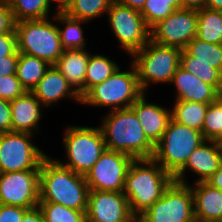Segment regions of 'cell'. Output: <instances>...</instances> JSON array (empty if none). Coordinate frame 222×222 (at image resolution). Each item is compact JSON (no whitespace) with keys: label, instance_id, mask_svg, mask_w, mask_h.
<instances>
[{"label":"cell","instance_id":"f35d334b","mask_svg":"<svg viewBox=\"0 0 222 222\" xmlns=\"http://www.w3.org/2000/svg\"><path fill=\"white\" fill-rule=\"evenodd\" d=\"M11 132L10 101L0 98V133Z\"/></svg>","mask_w":222,"mask_h":222},{"label":"cell","instance_id":"d6986e66","mask_svg":"<svg viewBox=\"0 0 222 222\" xmlns=\"http://www.w3.org/2000/svg\"><path fill=\"white\" fill-rule=\"evenodd\" d=\"M31 92L46 108L65 98L81 103L80 95L54 65L49 67Z\"/></svg>","mask_w":222,"mask_h":222},{"label":"cell","instance_id":"8fae6325","mask_svg":"<svg viewBox=\"0 0 222 222\" xmlns=\"http://www.w3.org/2000/svg\"><path fill=\"white\" fill-rule=\"evenodd\" d=\"M32 136L20 132L0 133V173L40 170L47 154L32 143Z\"/></svg>","mask_w":222,"mask_h":222},{"label":"cell","instance_id":"4fadbf2b","mask_svg":"<svg viewBox=\"0 0 222 222\" xmlns=\"http://www.w3.org/2000/svg\"><path fill=\"white\" fill-rule=\"evenodd\" d=\"M197 26L196 9H177L150 29L151 40L183 50L197 36Z\"/></svg>","mask_w":222,"mask_h":222},{"label":"cell","instance_id":"4316f807","mask_svg":"<svg viewBox=\"0 0 222 222\" xmlns=\"http://www.w3.org/2000/svg\"><path fill=\"white\" fill-rule=\"evenodd\" d=\"M197 15L196 37L208 43L222 44V11L201 8Z\"/></svg>","mask_w":222,"mask_h":222},{"label":"cell","instance_id":"9c48e42d","mask_svg":"<svg viewBox=\"0 0 222 222\" xmlns=\"http://www.w3.org/2000/svg\"><path fill=\"white\" fill-rule=\"evenodd\" d=\"M140 217L141 222H196L190 185L173 180L162 197Z\"/></svg>","mask_w":222,"mask_h":222},{"label":"cell","instance_id":"d590c367","mask_svg":"<svg viewBox=\"0 0 222 222\" xmlns=\"http://www.w3.org/2000/svg\"><path fill=\"white\" fill-rule=\"evenodd\" d=\"M12 54H19L15 30L0 34V59Z\"/></svg>","mask_w":222,"mask_h":222},{"label":"cell","instance_id":"b9f144b4","mask_svg":"<svg viewBox=\"0 0 222 222\" xmlns=\"http://www.w3.org/2000/svg\"><path fill=\"white\" fill-rule=\"evenodd\" d=\"M211 187L222 190V165L207 181Z\"/></svg>","mask_w":222,"mask_h":222},{"label":"cell","instance_id":"ba28073f","mask_svg":"<svg viewBox=\"0 0 222 222\" xmlns=\"http://www.w3.org/2000/svg\"><path fill=\"white\" fill-rule=\"evenodd\" d=\"M67 127L63 133L67 161H57L75 173L85 176L106 150L102 131L99 126Z\"/></svg>","mask_w":222,"mask_h":222},{"label":"cell","instance_id":"f546056e","mask_svg":"<svg viewBox=\"0 0 222 222\" xmlns=\"http://www.w3.org/2000/svg\"><path fill=\"white\" fill-rule=\"evenodd\" d=\"M115 61L101 54H89L85 75V94L95 85L109 78L118 68Z\"/></svg>","mask_w":222,"mask_h":222},{"label":"cell","instance_id":"30bf717a","mask_svg":"<svg viewBox=\"0 0 222 222\" xmlns=\"http://www.w3.org/2000/svg\"><path fill=\"white\" fill-rule=\"evenodd\" d=\"M106 14L113 34L130 56L151 39L150 28L139 10L114 0Z\"/></svg>","mask_w":222,"mask_h":222},{"label":"cell","instance_id":"836d02e7","mask_svg":"<svg viewBox=\"0 0 222 222\" xmlns=\"http://www.w3.org/2000/svg\"><path fill=\"white\" fill-rule=\"evenodd\" d=\"M185 71L212 85L222 95V73L209 64H180Z\"/></svg>","mask_w":222,"mask_h":222},{"label":"cell","instance_id":"5b68a950","mask_svg":"<svg viewBox=\"0 0 222 222\" xmlns=\"http://www.w3.org/2000/svg\"><path fill=\"white\" fill-rule=\"evenodd\" d=\"M130 71L115 72L105 81L93 86L82 98L81 104L109 107L111 110L130 108L143 94L136 69L131 62Z\"/></svg>","mask_w":222,"mask_h":222},{"label":"cell","instance_id":"ee69618b","mask_svg":"<svg viewBox=\"0 0 222 222\" xmlns=\"http://www.w3.org/2000/svg\"><path fill=\"white\" fill-rule=\"evenodd\" d=\"M122 5L128 6L130 8L136 9V10H141L142 7L145 4L146 0H116Z\"/></svg>","mask_w":222,"mask_h":222},{"label":"cell","instance_id":"4dcf8cb0","mask_svg":"<svg viewBox=\"0 0 222 222\" xmlns=\"http://www.w3.org/2000/svg\"><path fill=\"white\" fill-rule=\"evenodd\" d=\"M181 8V0H146L140 13L151 29L159 21L166 19L174 11Z\"/></svg>","mask_w":222,"mask_h":222},{"label":"cell","instance_id":"9a60e30c","mask_svg":"<svg viewBox=\"0 0 222 222\" xmlns=\"http://www.w3.org/2000/svg\"><path fill=\"white\" fill-rule=\"evenodd\" d=\"M130 214L128 199L123 192L89 191L87 222H118Z\"/></svg>","mask_w":222,"mask_h":222},{"label":"cell","instance_id":"7bdbcfd3","mask_svg":"<svg viewBox=\"0 0 222 222\" xmlns=\"http://www.w3.org/2000/svg\"><path fill=\"white\" fill-rule=\"evenodd\" d=\"M205 1L206 0H181V6L182 8L198 10L205 8Z\"/></svg>","mask_w":222,"mask_h":222},{"label":"cell","instance_id":"ac0fdd59","mask_svg":"<svg viewBox=\"0 0 222 222\" xmlns=\"http://www.w3.org/2000/svg\"><path fill=\"white\" fill-rule=\"evenodd\" d=\"M11 132L32 134L39 130L44 107L32 92L26 91L22 96L10 101Z\"/></svg>","mask_w":222,"mask_h":222},{"label":"cell","instance_id":"44dd1931","mask_svg":"<svg viewBox=\"0 0 222 222\" xmlns=\"http://www.w3.org/2000/svg\"><path fill=\"white\" fill-rule=\"evenodd\" d=\"M191 190L194 199L196 222H219L222 220V190L211 187L206 182L194 183Z\"/></svg>","mask_w":222,"mask_h":222},{"label":"cell","instance_id":"484cf974","mask_svg":"<svg viewBox=\"0 0 222 222\" xmlns=\"http://www.w3.org/2000/svg\"><path fill=\"white\" fill-rule=\"evenodd\" d=\"M171 110V119L202 132L208 104L175 100Z\"/></svg>","mask_w":222,"mask_h":222},{"label":"cell","instance_id":"52a82bcc","mask_svg":"<svg viewBox=\"0 0 222 222\" xmlns=\"http://www.w3.org/2000/svg\"><path fill=\"white\" fill-rule=\"evenodd\" d=\"M204 140L201 131L170 119L163 136L155 145L152 158L174 176Z\"/></svg>","mask_w":222,"mask_h":222},{"label":"cell","instance_id":"bcb514c9","mask_svg":"<svg viewBox=\"0 0 222 222\" xmlns=\"http://www.w3.org/2000/svg\"><path fill=\"white\" fill-rule=\"evenodd\" d=\"M118 222H141L140 215L131 213L126 219L120 220Z\"/></svg>","mask_w":222,"mask_h":222},{"label":"cell","instance_id":"d6a6232c","mask_svg":"<svg viewBox=\"0 0 222 222\" xmlns=\"http://www.w3.org/2000/svg\"><path fill=\"white\" fill-rule=\"evenodd\" d=\"M202 135L205 140L217 142L222 140V95L208 104Z\"/></svg>","mask_w":222,"mask_h":222},{"label":"cell","instance_id":"1f68e13d","mask_svg":"<svg viewBox=\"0 0 222 222\" xmlns=\"http://www.w3.org/2000/svg\"><path fill=\"white\" fill-rule=\"evenodd\" d=\"M44 222H87L86 211L74 210L53 202H39Z\"/></svg>","mask_w":222,"mask_h":222},{"label":"cell","instance_id":"7c38bea8","mask_svg":"<svg viewBox=\"0 0 222 222\" xmlns=\"http://www.w3.org/2000/svg\"><path fill=\"white\" fill-rule=\"evenodd\" d=\"M133 160L125 153L106 149L85 175L89 191L123 192L126 173Z\"/></svg>","mask_w":222,"mask_h":222},{"label":"cell","instance_id":"6da1fadb","mask_svg":"<svg viewBox=\"0 0 222 222\" xmlns=\"http://www.w3.org/2000/svg\"><path fill=\"white\" fill-rule=\"evenodd\" d=\"M39 202H53L87 211L89 188L84 175L75 173L47 155L39 171Z\"/></svg>","mask_w":222,"mask_h":222},{"label":"cell","instance_id":"f1b7e54d","mask_svg":"<svg viewBox=\"0 0 222 222\" xmlns=\"http://www.w3.org/2000/svg\"><path fill=\"white\" fill-rule=\"evenodd\" d=\"M14 22L46 19L52 0H8Z\"/></svg>","mask_w":222,"mask_h":222},{"label":"cell","instance_id":"e0dca14e","mask_svg":"<svg viewBox=\"0 0 222 222\" xmlns=\"http://www.w3.org/2000/svg\"><path fill=\"white\" fill-rule=\"evenodd\" d=\"M143 93L131 106L147 139L155 146L163 136L171 119V111L156 103H148Z\"/></svg>","mask_w":222,"mask_h":222},{"label":"cell","instance_id":"f6af8a7d","mask_svg":"<svg viewBox=\"0 0 222 222\" xmlns=\"http://www.w3.org/2000/svg\"><path fill=\"white\" fill-rule=\"evenodd\" d=\"M205 8L222 11V0H206Z\"/></svg>","mask_w":222,"mask_h":222},{"label":"cell","instance_id":"c3c4849f","mask_svg":"<svg viewBox=\"0 0 222 222\" xmlns=\"http://www.w3.org/2000/svg\"><path fill=\"white\" fill-rule=\"evenodd\" d=\"M218 149H219L220 161H221V165H222V140L218 141Z\"/></svg>","mask_w":222,"mask_h":222},{"label":"cell","instance_id":"7402d4cb","mask_svg":"<svg viewBox=\"0 0 222 222\" xmlns=\"http://www.w3.org/2000/svg\"><path fill=\"white\" fill-rule=\"evenodd\" d=\"M89 54L86 49L63 50L54 64L81 98L85 95V75Z\"/></svg>","mask_w":222,"mask_h":222},{"label":"cell","instance_id":"603a6c76","mask_svg":"<svg viewBox=\"0 0 222 222\" xmlns=\"http://www.w3.org/2000/svg\"><path fill=\"white\" fill-rule=\"evenodd\" d=\"M180 64H209L222 73V44L193 38L182 50Z\"/></svg>","mask_w":222,"mask_h":222},{"label":"cell","instance_id":"d4e9b609","mask_svg":"<svg viewBox=\"0 0 222 222\" xmlns=\"http://www.w3.org/2000/svg\"><path fill=\"white\" fill-rule=\"evenodd\" d=\"M52 17L54 21L58 22V24L63 23L62 25L65 27L64 29H61L62 27L58 26L59 38L64 50L86 48L87 44L80 23L87 24L88 22L71 18L61 10H57Z\"/></svg>","mask_w":222,"mask_h":222},{"label":"cell","instance_id":"83f0119b","mask_svg":"<svg viewBox=\"0 0 222 222\" xmlns=\"http://www.w3.org/2000/svg\"><path fill=\"white\" fill-rule=\"evenodd\" d=\"M114 0H70L61 10L71 18L86 22L107 13Z\"/></svg>","mask_w":222,"mask_h":222},{"label":"cell","instance_id":"8992f818","mask_svg":"<svg viewBox=\"0 0 222 222\" xmlns=\"http://www.w3.org/2000/svg\"><path fill=\"white\" fill-rule=\"evenodd\" d=\"M50 19L52 18L15 22L14 30L18 52L36 56L54 65L64 49L58 25Z\"/></svg>","mask_w":222,"mask_h":222},{"label":"cell","instance_id":"e575fe53","mask_svg":"<svg viewBox=\"0 0 222 222\" xmlns=\"http://www.w3.org/2000/svg\"><path fill=\"white\" fill-rule=\"evenodd\" d=\"M26 90L22 87L16 74L0 76V98L12 101L22 96Z\"/></svg>","mask_w":222,"mask_h":222},{"label":"cell","instance_id":"2e32d148","mask_svg":"<svg viewBox=\"0 0 222 222\" xmlns=\"http://www.w3.org/2000/svg\"><path fill=\"white\" fill-rule=\"evenodd\" d=\"M221 166L218 142L204 140L193 152L185 165L173 176V180L183 184H189L185 179L186 170L198 175L197 182H206Z\"/></svg>","mask_w":222,"mask_h":222},{"label":"cell","instance_id":"8d00e7d4","mask_svg":"<svg viewBox=\"0 0 222 222\" xmlns=\"http://www.w3.org/2000/svg\"><path fill=\"white\" fill-rule=\"evenodd\" d=\"M26 210L20 206L0 204V222H21Z\"/></svg>","mask_w":222,"mask_h":222},{"label":"cell","instance_id":"5bb4252c","mask_svg":"<svg viewBox=\"0 0 222 222\" xmlns=\"http://www.w3.org/2000/svg\"><path fill=\"white\" fill-rule=\"evenodd\" d=\"M39 171L0 173V204L31 209L39 203Z\"/></svg>","mask_w":222,"mask_h":222},{"label":"cell","instance_id":"cb8c5ba5","mask_svg":"<svg viewBox=\"0 0 222 222\" xmlns=\"http://www.w3.org/2000/svg\"><path fill=\"white\" fill-rule=\"evenodd\" d=\"M50 66L45 60L19 52L16 76L22 87L26 91L31 92Z\"/></svg>","mask_w":222,"mask_h":222},{"label":"cell","instance_id":"3957f363","mask_svg":"<svg viewBox=\"0 0 222 222\" xmlns=\"http://www.w3.org/2000/svg\"><path fill=\"white\" fill-rule=\"evenodd\" d=\"M100 129L106 149L122 152L133 159L152 158L155 146L147 139L134 110H110L103 116Z\"/></svg>","mask_w":222,"mask_h":222},{"label":"cell","instance_id":"74e56055","mask_svg":"<svg viewBox=\"0 0 222 222\" xmlns=\"http://www.w3.org/2000/svg\"><path fill=\"white\" fill-rule=\"evenodd\" d=\"M14 19L8 1L0 2V34L14 30Z\"/></svg>","mask_w":222,"mask_h":222},{"label":"cell","instance_id":"7dc6e473","mask_svg":"<svg viewBox=\"0 0 222 222\" xmlns=\"http://www.w3.org/2000/svg\"><path fill=\"white\" fill-rule=\"evenodd\" d=\"M70 0H52L55 4L57 3L58 6H56V10H62L65 5L69 2Z\"/></svg>","mask_w":222,"mask_h":222},{"label":"cell","instance_id":"60d3db41","mask_svg":"<svg viewBox=\"0 0 222 222\" xmlns=\"http://www.w3.org/2000/svg\"><path fill=\"white\" fill-rule=\"evenodd\" d=\"M21 222H44L43 215L38 206L27 209Z\"/></svg>","mask_w":222,"mask_h":222},{"label":"cell","instance_id":"277c9868","mask_svg":"<svg viewBox=\"0 0 222 222\" xmlns=\"http://www.w3.org/2000/svg\"><path fill=\"white\" fill-rule=\"evenodd\" d=\"M181 52L180 48L161 45L150 39L146 45L131 55V62L136 69L143 93H146L151 84L171 83L180 66Z\"/></svg>","mask_w":222,"mask_h":222},{"label":"cell","instance_id":"ffe728a7","mask_svg":"<svg viewBox=\"0 0 222 222\" xmlns=\"http://www.w3.org/2000/svg\"><path fill=\"white\" fill-rule=\"evenodd\" d=\"M171 83L176 88L175 100L192 101L209 104L216 101L221 94L209 84L204 83L198 77L180 66L173 75Z\"/></svg>","mask_w":222,"mask_h":222},{"label":"cell","instance_id":"ab89813d","mask_svg":"<svg viewBox=\"0 0 222 222\" xmlns=\"http://www.w3.org/2000/svg\"><path fill=\"white\" fill-rule=\"evenodd\" d=\"M18 54L2 57L0 59V76L16 74Z\"/></svg>","mask_w":222,"mask_h":222},{"label":"cell","instance_id":"7a4b0ae2","mask_svg":"<svg viewBox=\"0 0 222 222\" xmlns=\"http://www.w3.org/2000/svg\"><path fill=\"white\" fill-rule=\"evenodd\" d=\"M173 176L153 158L134 159L126 173L123 193L131 213L142 215L162 197Z\"/></svg>","mask_w":222,"mask_h":222}]
</instances>
